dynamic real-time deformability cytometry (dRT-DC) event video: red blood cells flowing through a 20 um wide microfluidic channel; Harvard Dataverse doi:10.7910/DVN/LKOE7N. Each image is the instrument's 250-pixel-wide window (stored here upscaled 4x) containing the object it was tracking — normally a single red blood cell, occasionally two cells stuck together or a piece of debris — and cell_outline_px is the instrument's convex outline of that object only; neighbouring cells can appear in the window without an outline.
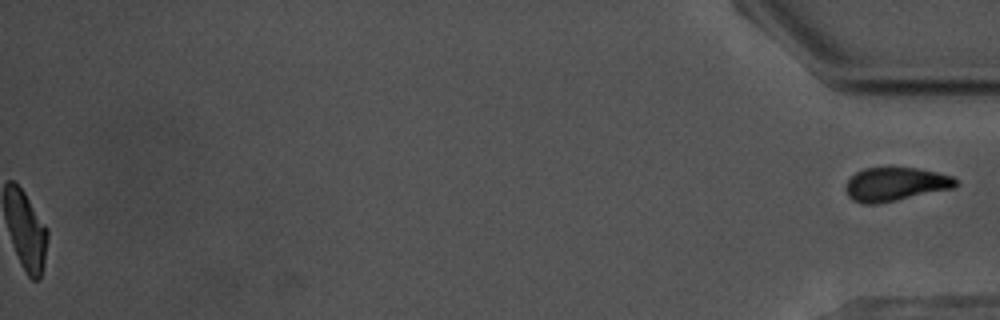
{"species": "common noctule bat (a hibernating species)", "species_latin": "Nyctalus noctula", "temperature_condition": "warm", "stored_images_in_passage": 58, "segment_of_instrument_passage": [2, 2], "camera_frame_rate_fps": 3000, "um_per_image_px": 0.085, "animal": {"sex": "male", "body_mass_g": 17.5, "forearm_length_mm": 52.3}, "frame": {"image": 1, "passage_image": 58, "time_ms": 19.0, "image_size_px": [1000, 320], "cell_outline_px": [[960, 180], [952, 188], [896, 200], [876, 204], [864, 204], [852, 200], [848, 196], [844, 188], [848, 180], [856, 172], [864, 168], [916, 168], [936, 172], [952, 176]], "centroid_in_image_um": [76.08, 15.66], "position_along_channel_um": 359.1, "area_um2": 21.39}}